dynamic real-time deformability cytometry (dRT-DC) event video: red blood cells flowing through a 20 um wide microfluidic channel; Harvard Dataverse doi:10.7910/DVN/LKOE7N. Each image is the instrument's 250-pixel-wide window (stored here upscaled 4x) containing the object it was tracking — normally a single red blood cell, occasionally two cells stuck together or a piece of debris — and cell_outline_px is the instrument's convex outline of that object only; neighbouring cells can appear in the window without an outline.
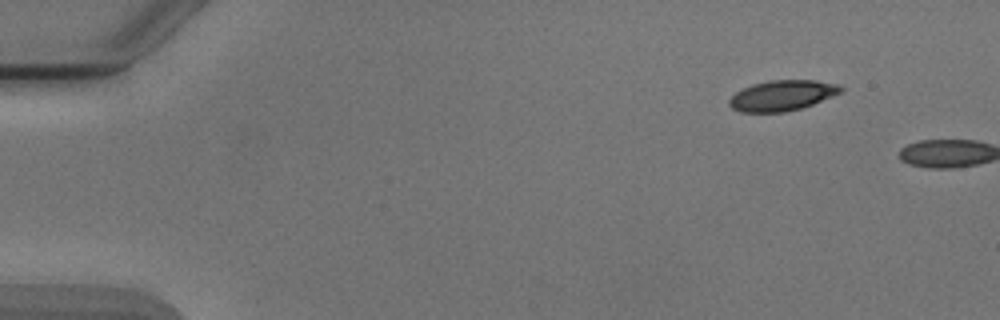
{"species": "Egyptian fruit bat (a non-hibernating species)", "species_latin": "Rousettus aegyptiacus", "temperature_condition": "cold", "stored_images_in_passage": 2, "camera_frame_rate_fps": 3000, "um_per_image_px": 0.085, "animal": {"sex": "male"}, "frame": {"image": 1, "passage_image": 1, "time_ms": 0.0, "image_size_px": [1000, 320], "cell_outline_px": [[844, 88], [840, 92], [832, 96], [812, 104], [800, 108], [784, 112], [740, 112], [732, 108], [728, 104], [728, 100], [736, 92], [752, 84], [768, 80], [816, 80], [840, 84]], "centroid_in_image_um": [66.47, 8.11], "position_along_channel_um": 18.5, "area_um2": 19.77}}